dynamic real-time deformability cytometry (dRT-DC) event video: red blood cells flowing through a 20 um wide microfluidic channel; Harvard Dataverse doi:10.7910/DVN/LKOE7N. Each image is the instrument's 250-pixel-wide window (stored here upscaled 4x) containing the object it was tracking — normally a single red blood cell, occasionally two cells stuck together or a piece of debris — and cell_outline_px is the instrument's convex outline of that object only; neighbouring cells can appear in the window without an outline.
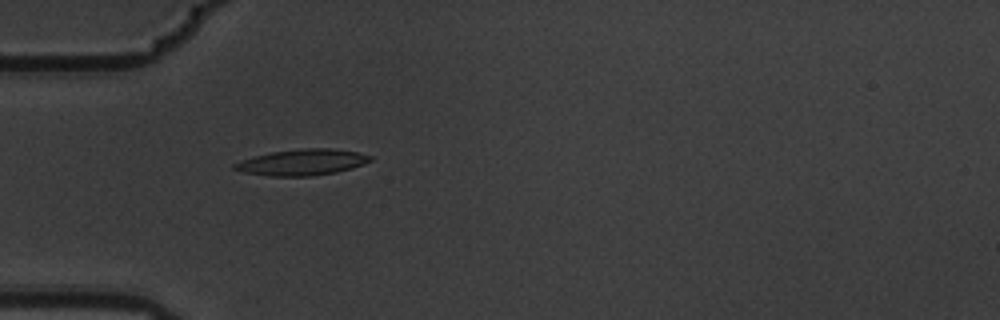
{"species": "common noctule bat (a hibernating species)", "species_latin": "Nyctalus noctula", "temperature_condition": "warm", "stored_images_in_passage": 1, "camera_frame_rate_fps": 3000, "um_per_image_px": 0.085, "animal": {"sex": "male", "body_mass_g": 19.5, "forearm_length_mm": 54.6}, "frame": {"image": 1, "passage_image": 1, "time_ms": 0.0, "image_size_px": [1000, 320], "cell_outline_px": [[372, 160], [364, 164], [352, 168], [336, 172], [312, 176], [268, 176], [244, 172], [232, 168], [232, 164], [256, 156], [272, 152], [304, 148], [332, 148], [356, 152], [372, 156]], "centroid_in_image_um": [25.71, 13.8], "position_along_channel_um": 59.3, "area_um2": 20.46}}